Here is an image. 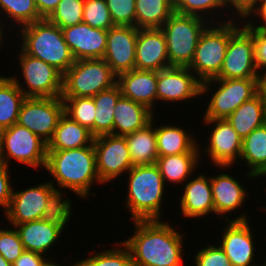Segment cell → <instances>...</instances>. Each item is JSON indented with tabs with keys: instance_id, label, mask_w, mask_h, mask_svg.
<instances>
[{
	"instance_id": "6da1fadb",
	"label": "cell",
	"mask_w": 266,
	"mask_h": 266,
	"mask_svg": "<svg viewBox=\"0 0 266 266\" xmlns=\"http://www.w3.org/2000/svg\"><path fill=\"white\" fill-rule=\"evenodd\" d=\"M171 220L173 223L165 219L130 221L133 233L122 242L128 247L134 266H184L183 258L190 255L185 253L184 245V234L188 233L173 226Z\"/></svg>"
},
{
	"instance_id": "7a4b0ae2",
	"label": "cell",
	"mask_w": 266,
	"mask_h": 266,
	"mask_svg": "<svg viewBox=\"0 0 266 266\" xmlns=\"http://www.w3.org/2000/svg\"><path fill=\"white\" fill-rule=\"evenodd\" d=\"M44 170L52 177L48 181L56 189L72 192L82 200L96 195L92 186L103 185L97 172L93 144L70 150H47Z\"/></svg>"
},
{
	"instance_id": "3957f363",
	"label": "cell",
	"mask_w": 266,
	"mask_h": 266,
	"mask_svg": "<svg viewBox=\"0 0 266 266\" xmlns=\"http://www.w3.org/2000/svg\"><path fill=\"white\" fill-rule=\"evenodd\" d=\"M125 175L127 181H124L126 187L123 192L127 195L123 198V208L130 213L129 219H166L164 197L170 188H167L156 164L135 165Z\"/></svg>"
},
{
	"instance_id": "277c9868",
	"label": "cell",
	"mask_w": 266,
	"mask_h": 266,
	"mask_svg": "<svg viewBox=\"0 0 266 266\" xmlns=\"http://www.w3.org/2000/svg\"><path fill=\"white\" fill-rule=\"evenodd\" d=\"M15 33V44L26 54L54 66L62 74L75 63L62 29L47 18L22 26Z\"/></svg>"
},
{
	"instance_id": "5b68a950",
	"label": "cell",
	"mask_w": 266,
	"mask_h": 266,
	"mask_svg": "<svg viewBox=\"0 0 266 266\" xmlns=\"http://www.w3.org/2000/svg\"><path fill=\"white\" fill-rule=\"evenodd\" d=\"M241 25L242 17H239L221 23H210L205 28L188 66L201 83L219 75L229 38Z\"/></svg>"
},
{
	"instance_id": "8992f818",
	"label": "cell",
	"mask_w": 266,
	"mask_h": 266,
	"mask_svg": "<svg viewBox=\"0 0 266 266\" xmlns=\"http://www.w3.org/2000/svg\"><path fill=\"white\" fill-rule=\"evenodd\" d=\"M257 93L258 78L211 79L202 82L200 96L202 99L206 96V106L201 119H226Z\"/></svg>"
},
{
	"instance_id": "52a82bcc",
	"label": "cell",
	"mask_w": 266,
	"mask_h": 266,
	"mask_svg": "<svg viewBox=\"0 0 266 266\" xmlns=\"http://www.w3.org/2000/svg\"><path fill=\"white\" fill-rule=\"evenodd\" d=\"M13 47L10 49L13 53L17 52L15 54L18 60L15 59V63H17L16 69L18 70H12L17 71V74L13 72L10 77L23 94L26 97H62L63 74L54 66L26 54L18 45H13ZM16 47L19 49L15 50Z\"/></svg>"
},
{
	"instance_id": "ba28073f",
	"label": "cell",
	"mask_w": 266,
	"mask_h": 266,
	"mask_svg": "<svg viewBox=\"0 0 266 266\" xmlns=\"http://www.w3.org/2000/svg\"><path fill=\"white\" fill-rule=\"evenodd\" d=\"M210 24L206 19L174 12L161 30L166 38L169 67H188L194 57L199 38Z\"/></svg>"
},
{
	"instance_id": "9c48e42d",
	"label": "cell",
	"mask_w": 266,
	"mask_h": 266,
	"mask_svg": "<svg viewBox=\"0 0 266 266\" xmlns=\"http://www.w3.org/2000/svg\"><path fill=\"white\" fill-rule=\"evenodd\" d=\"M202 122L204 126L207 125V128L201 127L200 132L204 133L207 131V133L203 135L204 137L206 136L205 141L204 138H200V136L202 135H198V145L201 162L207 163V161L209 160L208 163L211 162V164L209 163L208 169L212 167V165H214V167L235 166L237 168L239 166V160L242 150V138L237 134V132L234 130L227 119H202ZM200 141H203V143ZM203 156L205 158L208 157V160L205 159L206 161H203Z\"/></svg>"
},
{
	"instance_id": "30bf717a",
	"label": "cell",
	"mask_w": 266,
	"mask_h": 266,
	"mask_svg": "<svg viewBox=\"0 0 266 266\" xmlns=\"http://www.w3.org/2000/svg\"><path fill=\"white\" fill-rule=\"evenodd\" d=\"M212 167L213 172L215 169L218 173H220H216L215 176H213L214 174H210L214 203V218H218V220L221 218V222L250 220L252 217H250V214H247L248 212H245L244 209H248L245 208V206L248 205L249 200H252L250 199V197H252L250 193L253 192V190L250 191V189L247 188L248 184H246L245 186V184L242 183L243 181L239 180L238 177H235L234 172H232L231 174L230 170H232L233 166H215V168L214 166ZM220 169L223 171H220ZM226 170L228 172H226ZM242 210H244V213H241ZM233 214L238 217H232Z\"/></svg>"
},
{
	"instance_id": "8fae6325",
	"label": "cell",
	"mask_w": 266,
	"mask_h": 266,
	"mask_svg": "<svg viewBox=\"0 0 266 266\" xmlns=\"http://www.w3.org/2000/svg\"><path fill=\"white\" fill-rule=\"evenodd\" d=\"M253 221H223L220 225L222 227L219 230L220 233L217 234V236L219 235L218 238H215V240L218 241L232 266H266V256H259L261 251L266 253V249L264 251V244L260 241L257 242L262 245L261 247H259V243H256L255 239H260V234L258 238H256V234L260 232L255 230L257 227L253 228V225H251ZM258 247L261 248V251L257 249ZM262 256L263 258H260ZM256 259L260 260L257 261ZM261 259H264V262H260L263 261Z\"/></svg>"
},
{
	"instance_id": "7c38bea8",
	"label": "cell",
	"mask_w": 266,
	"mask_h": 266,
	"mask_svg": "<svg viewBox=\"0 0 266 266\" xmlns=\"http://www.w3.org/2000/svg\"><path fill=\"white\" fill-rule=\"evenodd\" d=\"M46 159L47 143L29 129L15 123L1 131V161L9 167L17 163L28 170L42 168L43 172Z\"/></svg>"
},
{
	"instance_id": "4fadbf2b",
	"label": "cell",
	"mask_w": 266,
	"mask_h": 266,
	"mask_svg": "<svg viewBox=\"0 0 266 266\" xmlns=\"http://www.w3.org/2000/svg\"><path fill=\"white\" fill-rule=\"evenodd\" d=\"M117 84V75L104 59L75 60L63 74L62 97H94Z\"/></svg>"
},
{
	"instance_id": "5bb4252c",
	"label": "cell",
	"mask_w": 266,
	"mask_h": 266,
	"mask_svg": "<svg viewBox=\"0 0 266 266\" xmlns=\"http://www.w3.org/2000/svg\"><path fill=\"white\" fill-rule=\"evenodd\" d=\"M93 145L97 172L103 187L110 183L114 184V181L118 183L116 180L118 181L119 177L124 179L125 174L134 166L125 136L112 134L96 136Z\"/></svg>"
},
{
	"instance_id": "9a60e30c",
	"label": "cell",
	"mask_w": 266,
	"mask_h": 266,
	"mask_svg": "<svg viewBox=\"0 0 266 266\" xmlns=\"http://www.w3.org/2000/svg\"><path fill=\"white\" fill-rule=\"evenodd\" d=\"M200 95L201 82L188 67L171 66L157 72V107L163 102L162 109L173 103H179V109L185 108V104L187 107L189 103L194 104L195 99L202 102ZM181 103H184L183 107Z\"/></svg>"
},
{
	"instance_id": "2e32d148",
	"label": "cell",
	"mask_w": 266,
	"mask_h": 266,
	"mask_svg": "<svg viewBox=\"0 0 266 266\" xmlns=\"http://www.w3.org/2000/svg\"><path fill=\"white\" fill-rule=\"evenodd\" d=\"M63 114L62 97H26L17 124L29 129L48 144Z\"/></svg>"
},
{
	"instance_id": "e0dca14e",
	"label": "cell",
	"mask_w": 266,
	"mask_h": 266,
	"mask_svg": "<svg viewBox=\"0 0 266 266\" xmlns=\"http://www.w3.org/2000/svg\"><path fill=\"white\" fill-rule=\"evenodd\" d=\"M254 38L242 24L229 38L222 69L215 79L258 78Z\"/></svg>"
},
{
	"instance_id": "ac0fdd59",
	"label": "cell",
	"mask_w": 266,
	"mask_h": 266,
	"mask_svg": "<svg viewBox=\"0 0 266 266\" xmlns=\"http://www.w3.org/2000/svg\"><path fill=\"white\" fill-rule=\"evenodd\" d=\"M181 192L179 199L176 204L181 215V220L185 218L189 221L190 219L196 220L195 222H201V219L208 221V217L214 219V203L213 194L210 181V175L197 171L190 177V179L182 185L180 188ZM208 216V217H207ZM198 219V220H197ZM200 219V220H199Z\"/></svg>"
},
{
	"instance_id": "d6986e66",
	"label": "cell",
	"mask_w": 266,
	"mask_h": 266,
	"mask_svg": "<svg viewBox=\"0 0 266 266\" xmlns=\"http://www.w3.org/2000/svg\"><path fill=\"white\" fill-rule=\"evenodd\" d=\"M55 187L48 181L36 183L27 188L13 187L11 202L5 211V223L11 226L40 220L46 207L47 199ZM7 220V221H6Z\"/></svg>"
},
{
	"instance_id": "ffe728a7",
	"label": "cell",
	"mask_w": 266,
	"mask_h": 266,
	"mask_svg": "<svg viewBox=\"0 0 266 266\" xmlns=\"http://www.w3.org/2000/svg\"><path fill=\"white\" fill-rule=\"evenodd\" d=\"M138 29L135 26L114 25L108 29L103 59L118 76L135 69V49Z\"/></svg>"
},
{
	"instance_id": "44dd1931",
	"label": "cell",
	"mask_w": 266,
	"mask_h": 266,
	"mask_svg": "<svg viewBox=\"0 0 266 266\" xmlns=\"http://www.w3.org/2000/svg\"><path fill=\"white\" fill-rule=\"evenodd\" d=\"M62 31L75 60L103 59L108 30L93 28L82 22L62 28Z\"/></svg>"
},
{
	"instance_id": "7402d4cb",
	"label": "cell",
	"mask_w": 266,
	"mask_h": 266,
	"mask_svg": "<svg viewBox=\"0 0 266 266\" xmlns=\"http://www.w3.org/2000/svg\"><path fill=\"white\" fill-rule=\"evenodd\" d=\"M168 67L166 38L161 28L138 29L135 69L158 72Z\"/></svg>"
},
{
	"instance_id": "603a6c76",
	"label": "cell",
	"mask_w": 266,
	"mask_h": 266,
	"mask_svg": "<svg viewBox=\"0 0 266 266\" xmlns=\"http://www.w3.org/2000/svg\"><path fill=\"white\" fill-rule=\"evenodd\" d=\"M117 84L123 97L143 104L157 114V72L133 69L119 74Z\"/></svg>"
},
{
	"instance_id": "cb8c5ba5",
	"label": "cell",
	"mask_w": 266,
	"mask_h": 266,
	"mask_svg": "<svg viewBox=\"0 0 266 266\" xmlns=\"http://www.w3.org/2000/svg\"><path fill=\"white\" fill-rule=\"evenodd\" d=\"M14 227L19 233L25 250L45 255L51 260L57 259L55 254L58 251L51 250L57 246L56 244L60 241L62 234H65L60 227L51 225L41 219L17 224Z\"/></svg>"
},
{
	"instance_id": "d4e9b609",
	"label": "cell",
	"mask_w": 266,
	"mask_h": 266,
	"mask_svg": "<svg viewBox=\"0 0 266 266\" xmlns=\"http://www.w3.org/2000/svg\"><path fill=\"white\" fill-rule=\"evenodd\" d=\"M161 173L166 186H182L201 166L199 145L197 144L191 151L177 155L159 156L155 162ZM201 167H200V166ZM169 183L171 185H169ZM174 184V185H173ZM169 185V186H168Z\"/></svg>"
},
{
	"instance_id": "484cf974",
	"label": "cell",
	"mask_w": 266,
	"mask_h": 266,
	"mask_svg": "<svg viewBox=\"0 0 266 266\" xmlns=\"http://www.w3.org/2000/svg\"><path fill=\"white\" fill-rule=\"evenodd\" d=\"M239 164L247 167L242 171V180L249 179V187L253 185L252 179L257 182L266 174V123L243 139Z\"/></svg>"
},
{
	"instance_id": "4316f807",
	"label": "cell",
	"mask_w": 266,
	"mask_h": 266,
	"mask_svg": "<svg viewBox=\"0 0 266 266\" xmlns=\"http://www.w3.org/2000/svg\"><path fill=\"white\" fill-rule=\"evenodd\" d=\"M159 121V122H157ZM156 120V144L159 156L177 155L191 151L198 144V134L191 128H184L182 123L161 124ZM160 123V124H159ZM191 129V130H188Z\"/></svg>"
},
{
	"instance_id": "83f0119b",
	"label": "cell",
	"mask_w": 266,
	"mask_h": 266,
	"mask_svg": "<svg viewBox=\"0 0 266 266\" xmlns=\"http://www.w3.org/2000/svg\"><path fill=\"white\" fill-rule=\"evenodd\" d=\"M155 114L143 104L121 96L114 108L113 135L125 136L148 125Z\"/></svg>"
},
{
	"instance_id": "f1b7e54d",
	"label": "cell",
	"mask_w": 266,
	"mask_h": 266,
	"mask_svg": "<svg viewBox=\"0 0 266 266\" xmlns=\"http://www.w3.org/2000/svg\"><path fill=\"white\" fill-rule=\"evenodd\" d=\"M174 11L183 15L199 16L210 23H221L240 17L230 0H174Z\"/></svg>"
},
{
	"instance_id": "f546056e",
	"label": "cell",
	"mask_w": 266,
	"mask_h": 266,
	"mask_svg": "<svg viewBox=\"0 0 266 266\" xmlns=\"http://www.w3.org/2000/svg\"><path fill=\"white\" fill-rule=\"evenodd\" d=\"M140 130L125 135L129 154L133 165L154 164L159 157L156 144V119Z\"/></svg>"
},
{
	"instance_id": "4dcf8cb0",
	"label": "cell",
	"mask_w": 266,
	"mask_h": 266,
	"mask_svg": "<svg viewBox=\"0 0 266 266\" xmlns=\"http://www.w3.org/2000/svg\"><path fill=\"white\" fill-rule=\"evenodd\" d=\"M94 136L79 123L63 114L47 144V150H70L93 144Z\"/></svg>"
},
{
	"instance_id": "1f68e13d",
	"label": "cell",
	"mask_w": 266,
	"mask_h": 266,
	"mask_svg": "<svg viewBox=\"0 0 266 266\" xmlns=\"http://www.w3.org/2000/svg\"><path fill=\"white\" fill-rule=\"evenodd\" d=\"M242 140L266 123L264 101L258 92L226 118Z\"/></svg>"
},
{
	"instance_id": "d6a6232c",
	"label": "cell",
	"mask_w": 266,
	"mask_h": 266,
	"mask_svg": "<svg viewBox=\"0 0 266 266\" xmlns=\"http://www.w3.org/2000/svg\"><path fill=\"white\" fill-rule=\"evenodd\" d=\"M6 74H0V130L17 123L20 108L26 99L15 81Z\"/></svg>"
},
{
	"instance_id": "836d02e7",
	"label": "cell",
	"mask_w": 266,
	"mask_h": 266,
	"mask_svg": "<svg viewBox=\"0 0 266 266\" xmlns=\"http://www.w3.org/2000/svg\"><path fill=\"white\" fill-rule=\"evenodd\" d=\"M135 27L161 28L174 11V0H135Z\"/></svg>"
},
{
	"instance_id": "e575fe53",
	"label": "cell",
	"mask_w": 266,
	"mask_h": 266,
	"mask_svg": "<svg viewBox=\"0 0 266 266\" xmlns=\"http://www.w3.org/2000/svg\"><path fill=\"white\" fill-rule=\"evenodd\" d=\"M122 96L118 84L99 92L93 97L96 106L94 118V137L112 134L114 123V108L118 99Z\"/></svg>"
},
{
	"instance_id": "d590c367",
	"label": "cell",
	"mask_w": 266,
	"mask_h": 266,
	"mask_svg": "<svg viewBox=\"0 0 266 266\" xmlns=\"http://www.w3.org/2000/svg\"><path fill=\"white\" fill-rule=\"evenodd\" d=\"M0 14L15 32L22 26L43 19L35 0H0Z\"/></svg>"
},
{
	"instance_id": "8d00e7d4",
	"label": "cell",
	"mask_w": 266,
	"mask_h": 266,
	"mask_svg": "<svg viewBox=\"0 0 266 266\" xmlns=\"http://www.w3.org/2000/svg\"><path fill=\"white\" fill-rule=\"evenodd\" d=\"M67 194L69 193L55 188L47 199L46 207L41 217L42 221L60 227L64 233L67 230L69 221L71 222L72 214L75 213L73 211L75 207L72 205L74 203H72L71 197ZM66 195L67 197L65 198Z\"/></svg>"
},
{
	"instance_id": "74e56055",
	"label": "cell",
	"mask_w": 266,
	"mask_h": 266,
	"mask_svg": "<svg viewBox=\"0 0 266 266\" xmlns=\"http://www.w3.org/2000/svg\"><path fill=\"white\" fill-rule=\"evenodd\" d=\"M115 242L110 249H104V246L101 251L89 250L87 258L75 260L76 266H134L128 247L122 240Z\"/></svg>"
},
{
	"instance_id": "f35d334b",
	"label": "cell",
	"mask_w": 266,
	"mask_h": 266,
	"mask_svg": "<svg viewBox=\"0 0 266 266\" xmlns=\"http://www.w3.org/2000/svg\"><path fill=\"white\" fill-rule=\"evenodd\" d=\"M64 114L86 127L94 136L96 106L93 97H62Z\"/></svg>"
},
{
	"instance_id": "ab89813d",
	"label": "cell",
	"mask_w": 266,
	"mask_h": 266,
	"mask_svg": "<svg viewBox=\"0 0 266 266\" xmlns=\"http://www.w3.org/2000/svg\"><path fill=\"white\" fill-rule=\"evenodd\" d=\"M84 0H61L47 18L58 27L66 28L83 22Z\"/></svg>"
},
{
	"instance_id": "60d3db41",
	"label": "cell",
	"mask_w": 266,
	"mask_h": 266,
	"mask_svg": "<svg viewBox=\"0 0 266 266\" xmlns=\"http://www.w3.org/2000/svg\"><path fill=\"white\" fill-rule=\"evenodd\" d=\"M83 22L105 30L114 26L105 0H84Z\"/></svg>"
},
{
	"instance_id": "b9f144b4",
	"label": "cell",
	"mask_w": 266,
	"mask_h": 266,
	"mask_svg": "<svg viewBox=\"0 0 266 266\" xmlns=\"http://www.w3.org/2000/svg\"><path fill=\"white\" fill-rule=\"evenodd\" d=\"M211 242H213L211 244ZM206 246H202L204 244L198 245L199 247H196L195 253H192V260L193 264L191 266H232L231 262L229 261V258L226 256L223 249L219 246V244L215 243V241H210L207 244L205 242ZM200 248V249H199Z\"/></svg>"
},
{
	"instance_id": "7bdbcfd3",
	"label": "cell",
	"mask_w": 266,
	"mask_h": 266,
	"mask_svg": "<svg viewBox=\"0 0 266 266\" xmlns=\"http://www.w3.org/2000/svg\"><path fill=\"white\" fill-rule=\"evenodd\" d=\"M6 225L0 227V254L12 264L25 249L16 228L8 223Z\"/></svg>"
},
{
	"instance_id": "ee69618b",
	"label": "cell",
	"mask_w": 266,
	"mask_h": 266,
	"mask_svg": "<svg viewBox=\"0 0 266 266\" xmlns=\"http://www.w3.org/2000/svg\"><path fill=\"white\" fill-rule=\"evenodd\" d=\"M114 25L135 26V0H105Z\"/></svg>"
},
{
	"instance_id": "f6af8a7d",
	"label": "cell",
	"mask_w": 266,
	"mask_h": 266,
	"mask_svg": "<svg viewBox=\"0 0 266 266\" xmlns=\"http://www.w3.org/2000/svg\"><path fill=\"white\" fill-rule=\"evenodd\" d=\"M12 168L6 165L4 162L0 161V207L2 209V213L5 214V211L8 209L13 187H14V180H11V173Z\"/></svg>"
},
{
	"instance_id": "bcb514c9",
	"label": "cell",
	"mask_w": 266,
	"mask_h": 266,
	"mask_svg": "<svg viewBox=\"0 0 266 266\" xmlns=\"http://www.w3.org/2000/svg\"><path fill=\"white\" fill-rule=\"evenodd\" d=\"M242 24L252 33L254 38L255 63L258 71L266 68V32L254 29L243 17Z\"/></svg>"
},
{
	"instance_id": "7dc6e473",
	"label": "cell",
	"mask_w": 266,
	"mask_h": 266,
	"mask_svg": "<svg viewBox=\"0 0 266 266\" xmlns=\"http://www.w3.org/2000/svg\"><path fill=\"white\" fill-rule=\"evenodd\" d=\"M243 18L254 28L266 32V0H260Z\"/></svg>"
},
{
	"instance_id": "c3c4849f",
	"label": "cell",
	"mask_w": 266,
	"mask_h": 266,
	"mask_svg": "<svg viewBox=\"0 0 266 266\" xmlns=\"http://www.w3.org/2000/svg\"><path fill=\"white\" fill-rule=\"evenodd\" d=\"M50 260L45 255L25 250L12 266H46Z\"/></svg>"
},
{
	"instance_id": "681fc988",
	"label": "cell",
	"mask_w": 266,
	"mask_h": 266,
	"mask_svg": "<svg viewBox=\"0 0 266 266\" xmlns=\"http://www.w3.org/2000/svg\"><path fill=\"white\" fill-rule=\"evenodd\" d=\"M5 22L6 21H5L4 17L0 14V53H1L2 48L5 49V47L7 49L5 51H7V53H9L7 46L13 47L12 44H14L15 41H16L15 37H14L15 36V31H12V28L9 25H7V23H5ZM8 33L9 34L11 33L12 35L10 36ZM11 37H13V38L11 39ZM5 39H8V40H5ZM10 39L13 41V43H11L12 41ZM4 43H5V46H4ZM7 43H9V44H7Z\"/></svg>"
},
{
	"instance_id": "f907efd6",
	"label": "cell",
	"mask_w": 266,
	"mask_h": 266,
	"mask_svg": "<svg viewBox=\"0 0 266 266\" xmlns=\"http://www.w3.org/2000/svg\"><path fill=\"white\" fill-rule=\"evenodd\" d=\"M61 0H35L39 15L48 18Z\"/></svg>"
},
{
	"instance_id": "816d5d0a",
	"label": "cell",
	"mask_w": 266,
	"mask_h": 266,
	"mask_svg": "<svg viewBox=\"0 0 266 266\" xmlns=\"http://www.w3.org/2000/svg\"><path fill=\"white\" fill-rule=\"evenodd\" d=\"M260 0H230L234 11L243 17L252 7H254Z\"/></svg>"
},
{
	"instance_id": "f5cc1de1",
	"label": "cell",
	"mask_w": 266,
	"mask_h": 266,
	"mask_svg": "<svg viewBox=\"0 0 266 266\" xmlns=\"http://www.w3.org/2000/svg\"><path fill=\"white\" fill-rule=\"evenodd\" d=\"M258 92L266 94V68L259 71L258 75Z\"/></svg>"
},
{
	"instance_id": "db71d44e",
	"label": "cell",
	"mask_w": 266,
	"mask_h": 266,
	"mask_svg": "<svg viewBox=\"0 0 266 266\" xmlns=\"http://www.w3.org/2000/svg\"><path fill=\"white\" fill-rule=\"evenodd\" d=\"M65 257H67V258H65V260L63 261V259H62V262L61 261H59L60 260V258H59V256H58V259H56V261L55 260H50L49 261V263L46 265V266H67V264H68V262L70 261V260H72L71 259V256H65ZM69 260V261H68ZM60 262V263H59ZM65 262V263H64ZM72 262H73V264H72ZM72 262H69V263H71L70 265H68V266H76V264H75V260L74 261H72ZM67 263V264H66ZM62 264H66V265H62Z\"/></svg>"
},
{
	"instance_id": "11a10c76",
	"label": "cell",
	"mask_w": 266,
	"mask_h": 266,
	"mask_svg": "<svg viewBox=\"0 0 266 266\" xmlns=\"http://www.w3.org/2000/svg\"><path fill=\"white\" fill-rule=\"evenodd\" d=\"M0 266H12L1 254H0Z\"/></svg>"
},
{
	"instance_id": "9f6ffc18",
	"label": "cell",
	"mask_w": 266,
	"mask_h": 266,
	"mask_svg": "<svg viewBox=\"0 0 266 266\" xmlns=\"http://www.w3.org/2000/svg\"><path fill=\"white\" fill-rule=\"evenodd\" d=\"M257 202H255V204L254 205H257L258 206V210H260V211H258V212H262V213H264V211L266 212V205H264V204H262L260 207H259V201H258V204H256Z\"/></svg>"
},
{
	"instance_id": "6f0895ef",
	"label": "cell",
	"mask_w": 266,
	"mask_h": 266,
	"mask_svg": "<svg viewBox=\"0 0 266 266\" xmlns=\"http://www.w3.org/2000/svg\"><path fill=\"white\" fill-rule=\"evenodd\" d=\"M264 101V111H265V120H266V94H261Z\"/></svg>"
},
{
	"instance_id": "680465c9",
	"label": "cell",
	"mask_w": 266,
	"mask_h": 266,
	"mask_svg": "<svg viewBox=\"0 0 266 266\" xmlns=\"http://www.w3.org/2000/svg\"><path fill=\"white\" fill-rule=\"evenodd\" d=\"M264 177H265V179H264ZM262 180L264 181L263 183L265 184L266 183V181H265L266 180V174L259 180L260 183H257V185L261 184ZM263 190L266 192V186H265V188H263Z\"/></svg>"
},
{
	"instance_id": "91938a15",
	"label": "cell",
	"mask_w": 266,
	"mask_h": 266,
	"mask_svg": "<svg viewBox=\"0 0 266 266\" xmlns=\"http://www.w3.org/2000/svg\"><path fill=\"white\" fill-rule=\"evenodd\" d=\"M1 131L2 130H0V161H1Z\"/></svg>"
}]
</instances>
